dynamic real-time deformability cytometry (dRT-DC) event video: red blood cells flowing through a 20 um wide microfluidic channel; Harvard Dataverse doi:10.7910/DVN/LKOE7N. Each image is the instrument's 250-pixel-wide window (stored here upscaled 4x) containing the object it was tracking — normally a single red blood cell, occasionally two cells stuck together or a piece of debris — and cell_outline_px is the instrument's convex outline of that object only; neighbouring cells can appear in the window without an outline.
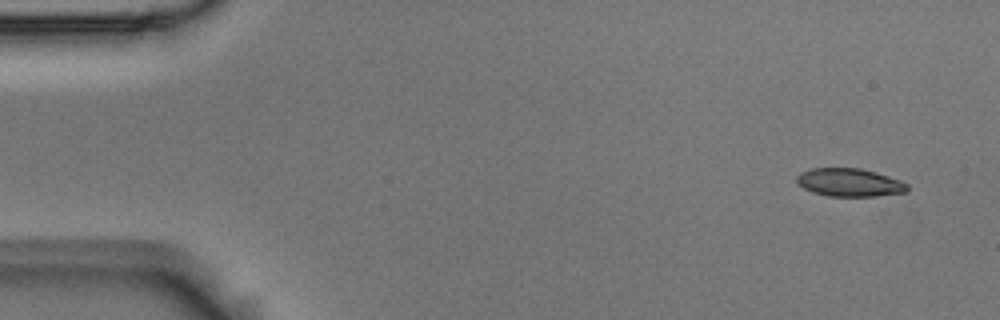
{"species": "Egyptian fruit bat (a non-hibernating species)", "species_latin": "Rousettus aegyptiacus", "temperature_condition": "room temperature", "stored_images_in_passage": 10, "camera_frame_rate_fps": 3000, "um_per_image_px": 0.085, "animal": {"sex": "male"}, "frame": {"image": 1, "passage_image": 1, "time_ms": 0.0, "image_size_px": [1000, 320], "cell_outline_px": [[908, 192], [876, 196], [828, 196], [812, 192], [804, 188], [796, 180], [796, 176], [800, 172], [812, 168], [860, 168], [876, 172], [900, 180], [908, 184]], "centroid_in_image_um": [72.22, 15.51], "position_along_channel_um": 12.8, "area_um2": 18.15}}
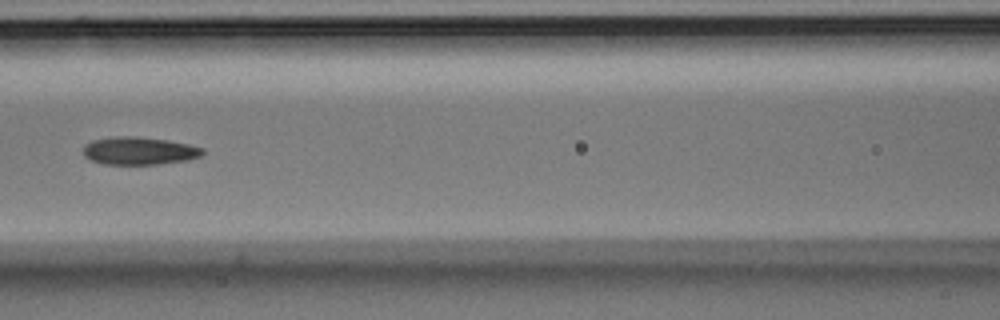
{"frame": {"image": 2, "passage_image": 6, "time_ms": 1.667, "image_size_px": [1000, 320], "cell_outline_px": [[204, 152], [200, 156], [184, 160], [156, 164], [104, 164], [92, 160], [84, 156], [84, 144], [92, 140], [116, 136], [136, 136], [168, 140], [188, 144], [204, 148]], "centroid_in_image_um": [11.81, 12.81], "position_along_channel_um": 154.8, "area_um2": 19.19}}
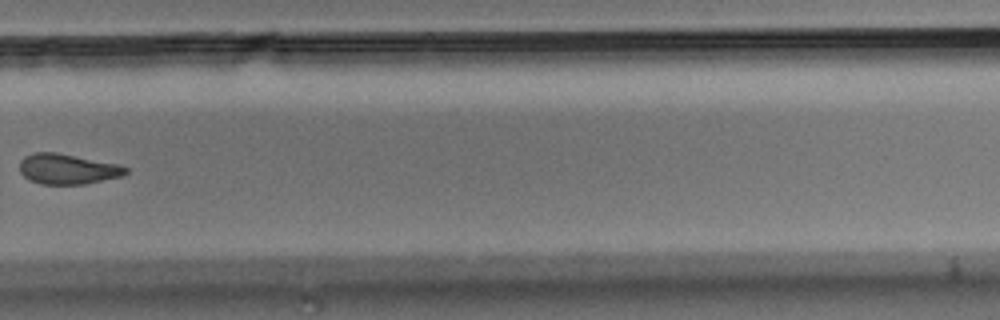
{"frame": {"image": 3, "passage_image": 10, "time_ms": 3.0, "image_size_px": [1000, 320], "cell_outline_px": [[128, 172], [124, 176], [84, 184], [40, 184], [28, 180], [20, 172], [20, 160], [24, 156], [32, 152], [56, 152], [120, 164], [128, 168]], "centroid_in_image_um": [5.75, 14.36], "position_along_channel_um": 324.1, "area_um2": 19.02}}